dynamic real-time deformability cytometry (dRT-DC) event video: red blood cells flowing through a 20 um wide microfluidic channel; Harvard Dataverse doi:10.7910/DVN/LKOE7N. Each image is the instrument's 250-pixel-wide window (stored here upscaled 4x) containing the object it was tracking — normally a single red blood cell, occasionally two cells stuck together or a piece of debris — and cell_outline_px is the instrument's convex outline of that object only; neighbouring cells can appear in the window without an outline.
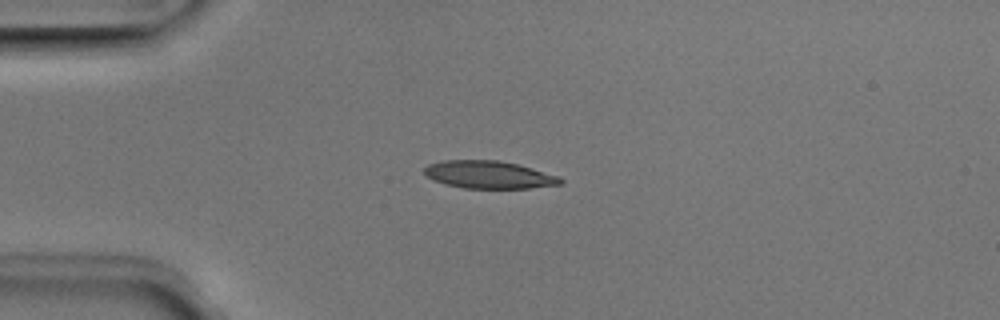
{"species": "Egyptian fruit bat (a non-hibernating species)", "species_latin": "Rousettus aegyptiacus", "temperature_condition": "room temperature", "stored_images_in_passage": 39, "camera_frame_rate_fps": 3000, "um_per_image_px": 0.085, "animal": {"sex": "male"}, "frame": {"image": 1, "passage_image": 1, "time_ms": 0.0, "image_size_px": [1000, 320], "cell_outline_px": [[564, 180], [560, 184], [528, 188], [464, 188], [444, 184], [432, 180], [424, 172], [424, 168], [428, 164], [444, 160], [496, 160], [516, 164], [560, 176]], "centroid_in_image_um": [41.53, 14.85], "position_along_channel_um": 43.5, "area_um2": 21.79}}
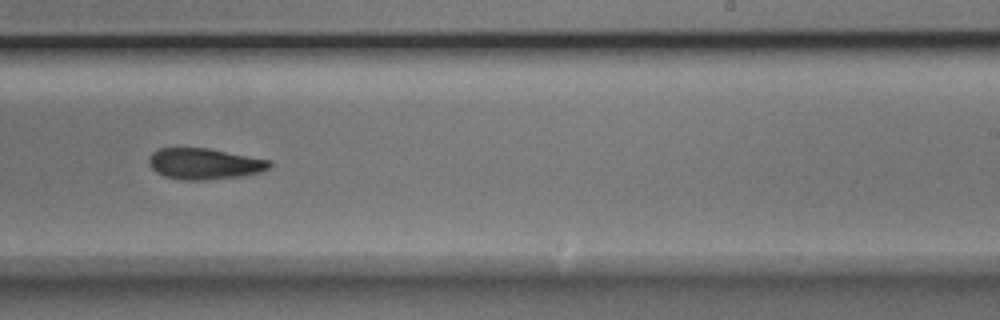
{"frame": {"image": 2, "passage_image": 20, "time_ms": 6.333, "image_size_px": [1000, 320], "cell_outline_px": [[272, 164], [268, 168], [260, 172], [240, 176], [204, 180], [180, 180], [164, 176], [156, 172], [152, 168], [148, 160], [152, 152], [160, 148], [208, 148], [272, 160]], "centroid_in_image_um": [17.37, 13.92], "position_along_channel_um": 271.6, "area_um2": 21.85}}
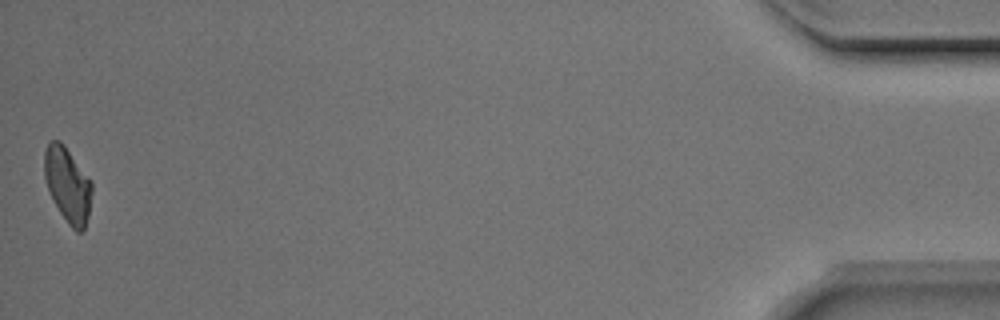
{"frame": {"image": 3, "passage_image": 39, "time_ms": 12.667, "image_size_px": [1000, 320], "cell_outline_px": [[92, 192], [88, 216], [84, 228], [80, 232], [76, 232], [68, 224], [60, 212], [48, 188], [44, 176], [44, 152], [48, 144], [52, 140], [60, 140], [64, 144], [92, 180]], "centroid_in_image_um": [5.77, 15.68], "position_along_channel_um": 429.4, "area_um2": 20.69}, "authors_computed_cell_mechanics": {"area_um2": 22.253, "velocity_mm_per_s": 3.9727, "shape_relaxation_time_tau1_ms": 3.1611, "shape_relaxation_time_tau2_ms": 8.4489, "deformation_change_tau1": 0.1153, "deformation_change_tau2": 0.1724}}